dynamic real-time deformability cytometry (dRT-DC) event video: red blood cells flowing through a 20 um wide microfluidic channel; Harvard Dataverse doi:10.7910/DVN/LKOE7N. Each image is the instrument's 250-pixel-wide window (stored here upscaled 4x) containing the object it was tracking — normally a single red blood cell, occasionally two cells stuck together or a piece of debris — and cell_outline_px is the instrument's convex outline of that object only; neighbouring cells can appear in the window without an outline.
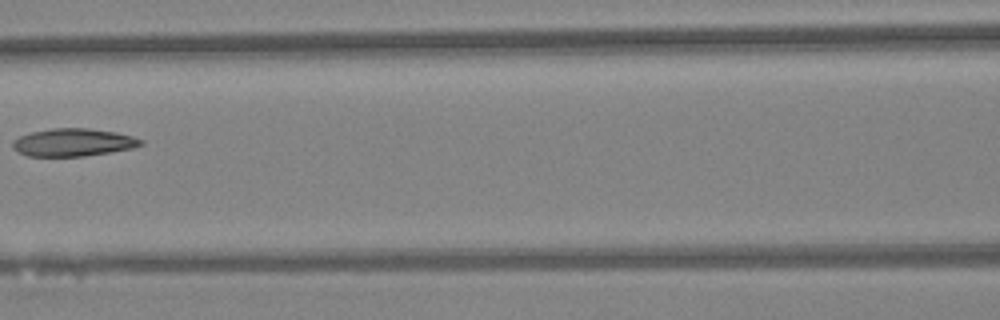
{"species": "Egyptian fruit bat (a non-hibernating species)", "species_latin": "Rousettus aegyptiacus", "temperature_condition": "warm", "stored_images_in_passage": 3, "camera_frame_rate_fps": 3000, "um_per_image_px": 0.085, "animal": {"sex": "female"}, "frame": {"image": 1, "passage_image": 3, "time_ms": 0.667, "image_size_px": [1000, 320], "cell_outline_px": [[144, 144], [132, 148], [112, 152], [84, 156], [28, 156], [12, 148], [12, 140], [20, 136], [32, 132], [52, 128], [88, 128], [116, 132], [132, 136], [144, 140]], "centroid_in_image_um": [6.24, 12.1], "position_along_channel_um": 160.4, "area_um2": 20.75}}